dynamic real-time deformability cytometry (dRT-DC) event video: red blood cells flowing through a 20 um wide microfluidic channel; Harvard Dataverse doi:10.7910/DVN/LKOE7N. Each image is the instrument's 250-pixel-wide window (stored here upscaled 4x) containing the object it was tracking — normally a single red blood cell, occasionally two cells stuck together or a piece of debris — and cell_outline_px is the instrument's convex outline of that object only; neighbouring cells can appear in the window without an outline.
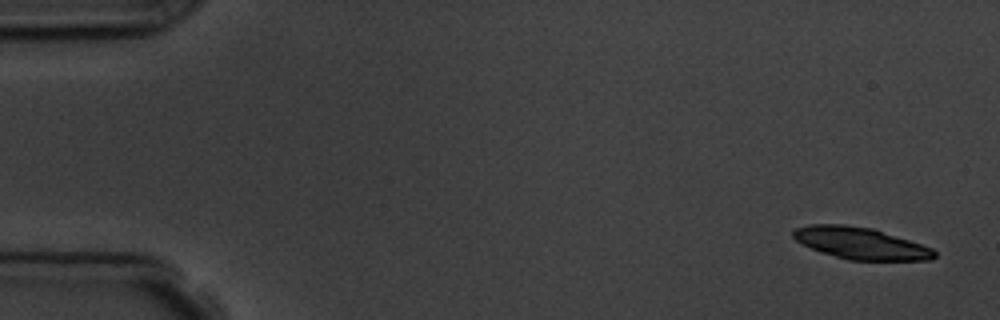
{"species": "common noctule bat (a hibernating species)", "species_latin": "Nyctalus noctula", "temperature_condition": "room temperature", "stored_images_in_passage": 5, "camera_frame_rate_fps": 3000, "um_per_image_px": 0.085, "animal": {"sex": "male", "body_mass_g": 19.5, "forearm_length_mm": 54.6}, "frame": {"image": 1, "passage_image": 1, "time_ms": 0.0, "image_size_px": [1000, 320], "cell_outline_px": [[936, 256], [932, 260], [848, 260], [820, 252], [796, 240], [792, 236], [792, 232], [796, 228], [808, 224], [844, 224], [872, 228], [932, 248], [936, 252]], "centroid_in_image_um": [73.13, 20.67], "position_along_channel_um": 11.9, "area_um2": 25.95}}
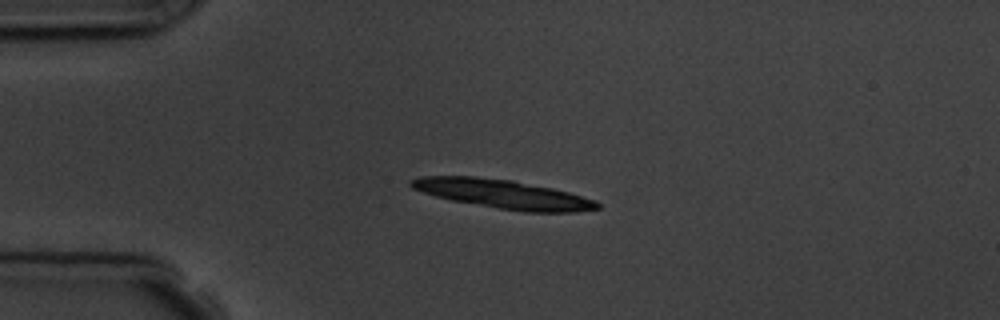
{"frame": {"image": 2, "passage_image": 4, "time_ms": 3.667, "image_size_px": [1000, 320], "cell_outline_px": [[600, 208], [576, 212], [524, 212], [496, 208], [452, 200], [436, 196], [412, 188], [408, 184], [408, 180], [420, 176], [476, 176], [512, 180], [552, 188], [568, 192], [596, 200], [600, 204]], "centroid_in_image_um": [42.75, 16.49], "position_along_channel_um": 42.2, "area_um2": 31.39}}